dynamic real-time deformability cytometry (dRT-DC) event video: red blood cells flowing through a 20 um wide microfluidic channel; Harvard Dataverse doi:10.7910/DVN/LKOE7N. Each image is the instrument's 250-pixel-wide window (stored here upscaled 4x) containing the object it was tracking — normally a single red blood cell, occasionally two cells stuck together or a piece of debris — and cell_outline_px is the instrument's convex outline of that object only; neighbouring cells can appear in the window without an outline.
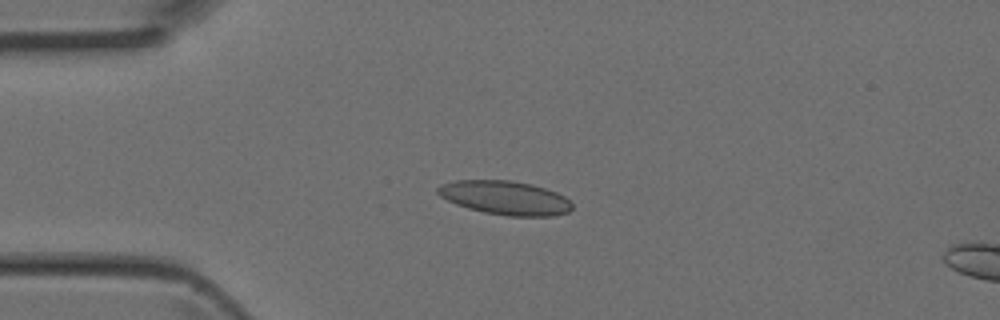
{"species": "Egyptian fruit bat (a non-hibernating species)", "species_latin": "Rousettus aegyptiacus", "temperature_condition": "room temperature", "stored_images_in_passage": 2, "camera_frame_rate_fps": 3000, "um_per_image_px": 0.085, "animal": {"sex": "female"}, "frame": {"image": 1, "passage_image": 2, "time_ms": 0.333, "image_size_px": [1000, 320], "cell_outline_px": [[572, 208], [568, 212], [552, 216], [508, 216], [484, 212], [468, 208], [456, 204], [440, 196], [436, 192], [436, 188], [440, 184], [456, 180], [512, 180], [532, 184], [556, 192], [564, 196], [572, 204]], "centroid_in_image_um": [42.92, 16.8], "position_along_channel_um": 42.1, "area_um2": 26.53}}